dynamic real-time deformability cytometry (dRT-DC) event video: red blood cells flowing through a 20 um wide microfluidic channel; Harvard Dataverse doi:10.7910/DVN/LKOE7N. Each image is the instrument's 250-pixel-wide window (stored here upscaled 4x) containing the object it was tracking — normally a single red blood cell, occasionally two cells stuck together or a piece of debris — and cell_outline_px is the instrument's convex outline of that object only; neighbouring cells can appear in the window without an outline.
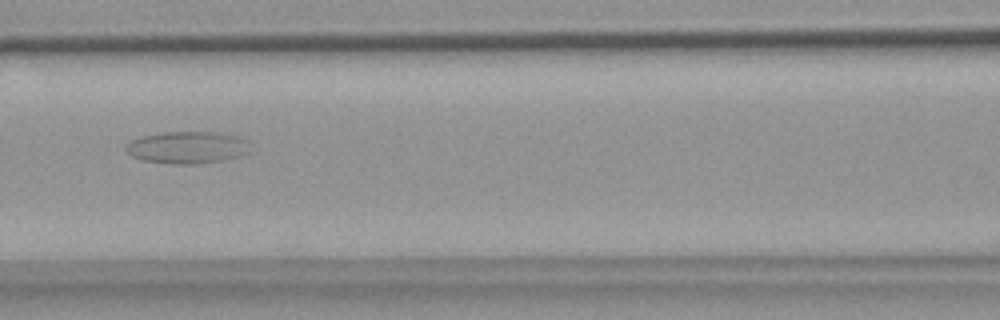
{"species": "common noctule bat (a hibernating species)", "species_latin": "Nyctalus noctula", "temperature_condition": "warm", "stored_images_in_passage": 53, "camera_frame_rate_fps": 3000, "um_per_image_px": 0.085, "animal": {"sex": "female", "body_mass_g": 18.4}, "frame": {"image": 1, "passage_image": 21, "time_ms": 6.667, "image_size_px": [1000, 320], "cell_outline_px": [[252, 152], [220, 160], [192, 164], [172, 164], [140, 160], [132, 156], [124, 148], [132, 140], [144, 136], [164, 132], [216, 132], [240, 136], [252, 140]], "centroid_in_image_um": [16.01, 12.52], "position_along_channel_um": 150.6, "area_um2": 23.47}}
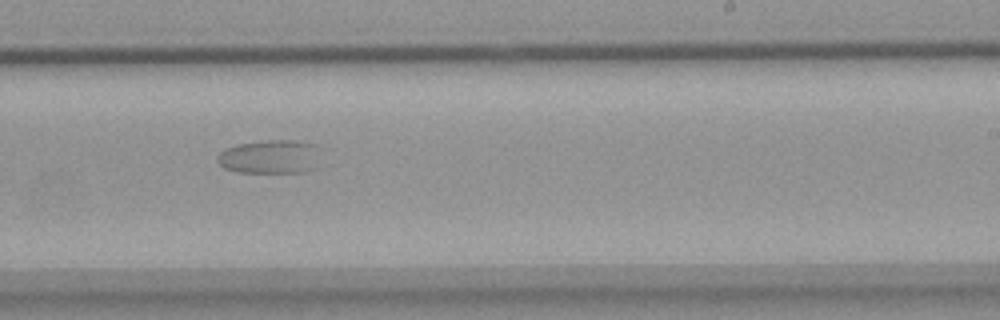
{"frame": {"image": 2, "passage_image": 31, "time_ms": 10.0, "image_size_px": [1000, 320], "cell_outline_px": [[320, 148], [312, 168], [304, 172], [236, 172], [224, 168], [216, 160], [216, 156], [224, 148], [236, 144], [264, 140], [296, 140], [320, 144]], "centroid_in_image_um": [22.92, 13.3], "position_along_channel_um": 266.1, "area_um2": 20.52}}
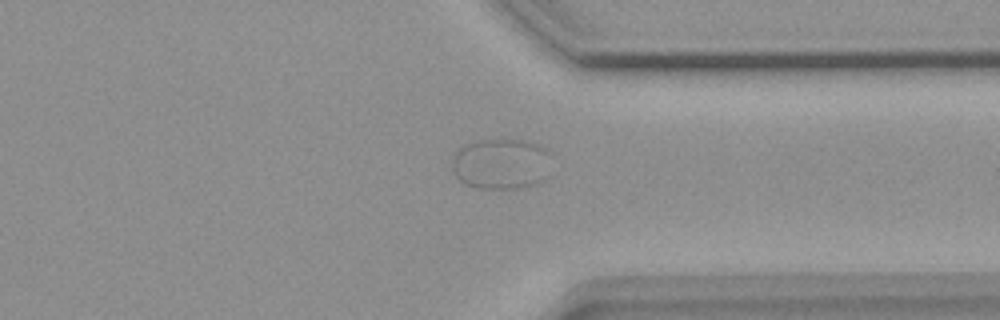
{"frame": {"image": 3, "passage_image": 40, "time_ms": 13.0, "image_size_px": [1000, 320], "cell_outline_px": [[552, 176], [536, 184], [520, 188], [476, 188], [464, 184], [452, 172], [452, 160], [456, 152], [464, 144], [496, 136], [508, 136], [540, 144], [548, 148], [552, 152]], "centroid_in_image_um": [42.7, 13.87], "position_along_channel_um": 368.7, "area_um2": 31.27}}